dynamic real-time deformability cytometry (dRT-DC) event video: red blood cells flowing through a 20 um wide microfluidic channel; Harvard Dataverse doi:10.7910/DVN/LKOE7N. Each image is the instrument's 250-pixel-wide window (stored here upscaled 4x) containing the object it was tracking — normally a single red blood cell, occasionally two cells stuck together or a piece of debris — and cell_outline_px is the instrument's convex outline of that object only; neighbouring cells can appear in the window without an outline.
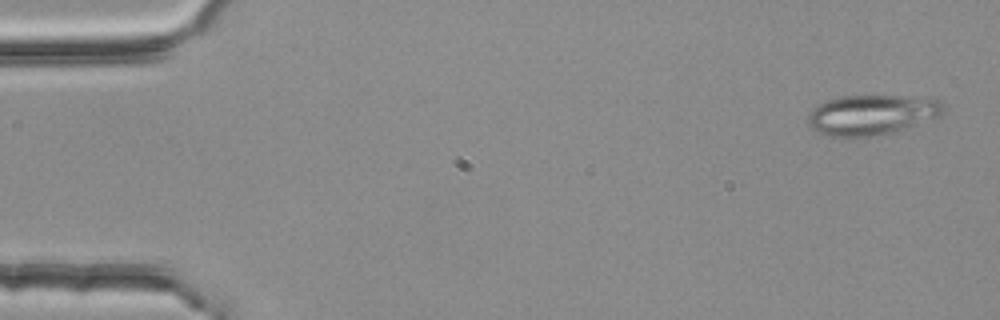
{"species": "common noctule bat (a hibernating species)", "species_latin": "Nyctalus noctula", "temperature_condition": "room temperature", "stored_images_in_passage": 5, "camera_frame_rate_fps": 3000, "um_per_image_px": 0.085, "animal": {"sex": "female", "body_mass_g": 25.1}, "frame": {"image": 1, "passage_image": 1, "time_ms": 0.0, "image_size_px": [1000, 320], "cell_outline_px": [[944, 112], [940, 116], [904, 128], [888, 132], [868, 136], [832, 136], [820, 132], [812, 128], [808, 124], [808, 116], [812, 108], [824, 100], [840, 96], [892, 96], [940, 100], [944, 108]], "centroid_in_image_um": [74.04, 9.74], "position_along_channel_um": 11.0, "area_um2": 30.92}}